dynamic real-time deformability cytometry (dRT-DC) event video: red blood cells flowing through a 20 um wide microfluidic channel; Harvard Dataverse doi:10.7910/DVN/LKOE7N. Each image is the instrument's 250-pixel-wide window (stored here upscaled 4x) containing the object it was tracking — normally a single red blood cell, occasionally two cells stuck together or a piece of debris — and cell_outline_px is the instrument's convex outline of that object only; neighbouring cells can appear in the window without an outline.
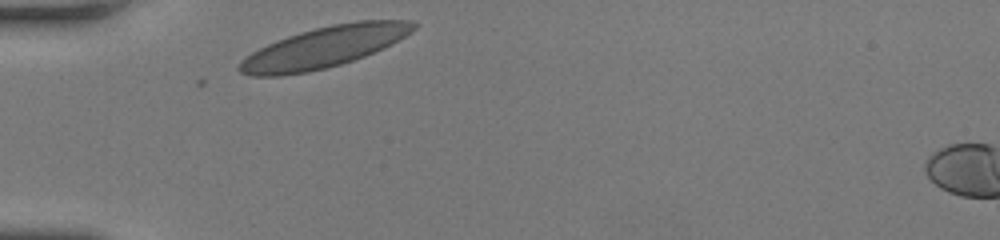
{"species": "human", "species_latin": "Homo sapiens", "temperature_condition": "room temperature", "stored_images_in_passage": 26, "camera_frame_rate_fps": 3000, "um_per_image_px": 0.085, "donor": {"sex": "female"}, "frame": {"image": 1, "passage_image": 1, "time_ms": 0.0, "image_size_px": [1000, 240], "cell_outline_px": [[416, 28], [412, 32], [392, 44], [364, 56], [340, 64], [308, 72], [280, 76], [248, 76], [240, 72], [236, 68], [240, 60], [252, 52], [276, 40], [300, 32], [332, 24], [356, 20], [408, 20], [416, 24]], "centroid_in_image_um": [27.52, 4.01], "position_along_channel_um": 57.5, "area_um2": 41.44}}
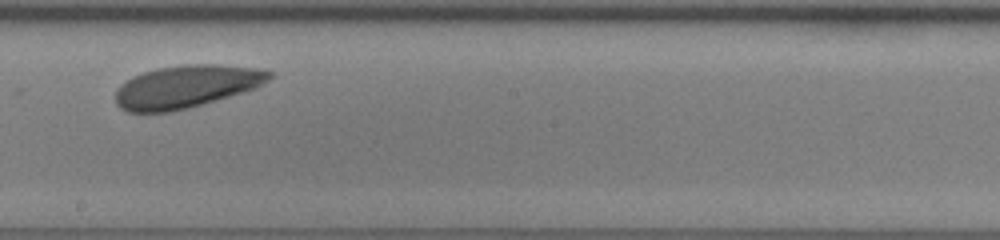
{"frame": {"image": 2, "passage_image": 15, "time_ms": 4.667, "image_size_px": [1000, 240], "cell_outline_px": [[276, 72], [268, 80], [256, 88], [244, 92], [188, 108], [172, 112], [128, 112], [120, 108], [116, 104], [116, 88], [120, 84], [144, 72], [156, 68], [184, 64], [220, 64], [256, 68]], "centroid_in_image_um": [15.85, 7.35], "position_along_channel_um": 232.4, "area_um2": 38.32}}
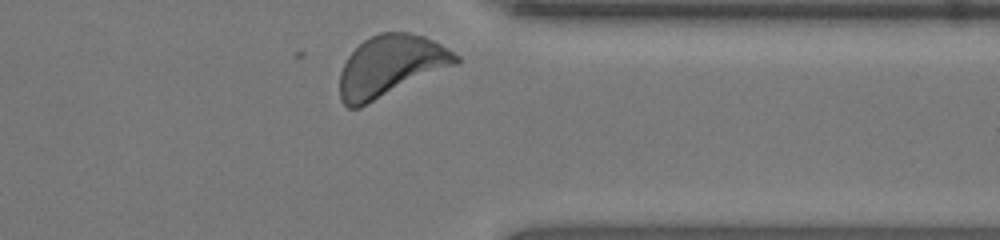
{"frame": {"image": 3, "passage_image": 26, "time_ms": 8.333, "image_size_px": [1000, 240], "cell_outline_px": [[460, 64], [360, 108], [348, 108], [340, 100], [340, 72], [348, 56], [364, 40], [380, 32], [408, 32], [424, 36], [448, 48], [460, 56]], "centroid_in_image_um": [33.24, 5.63], "position_along_channel_um": 378.2, "area_um2": 41.91}, "authors_computed_cell_mechanics": {"area_um2": 38.2058, "velocity_mm_per_s": 4.0224, "shape_relaxation_time_tau1_ms": 1.3384, "shape_relaxation_time_tau2_ms": null, "deformation_change_tau1": 0.0724, "deformation_change_tau2": null}}